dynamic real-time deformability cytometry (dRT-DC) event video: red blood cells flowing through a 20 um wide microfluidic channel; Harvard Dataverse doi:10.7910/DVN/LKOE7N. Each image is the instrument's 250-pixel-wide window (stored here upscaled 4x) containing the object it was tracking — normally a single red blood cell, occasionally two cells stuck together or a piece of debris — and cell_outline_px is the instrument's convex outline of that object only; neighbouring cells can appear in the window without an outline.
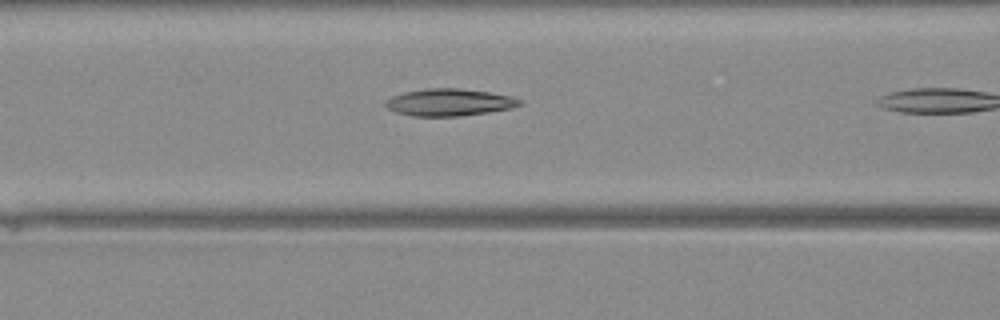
{"species": "Egyptian fruit bat (a non-hibernating species)", "species_latin": "Rousettus aegyptiacus", "temperature_condition": "warm", "stored_images_in_passage": 9, "camera_frame_rate_fps": 3000, "um_per_image_px": 0.085, "animal": {"sex": "female"}, "frame": {"image": 1, "passage_image": 6, "time_ms": 1.667, "image_size_px": [1000, 320], "cell_outline_px": [[524, 104], [512, 108], [488, 112], [460, 116], [412, 116], [396, 112], [388, 108], [384, 104], [384, 100], [392, 96], [404, 92], [428, 88], [460, 88], [488, 92], [508, 96], [520, 100]], "centroid_in_image_um": [38.16, 8.7], "position_along_channel_um": 128.4, "area_um2": 21.15}}
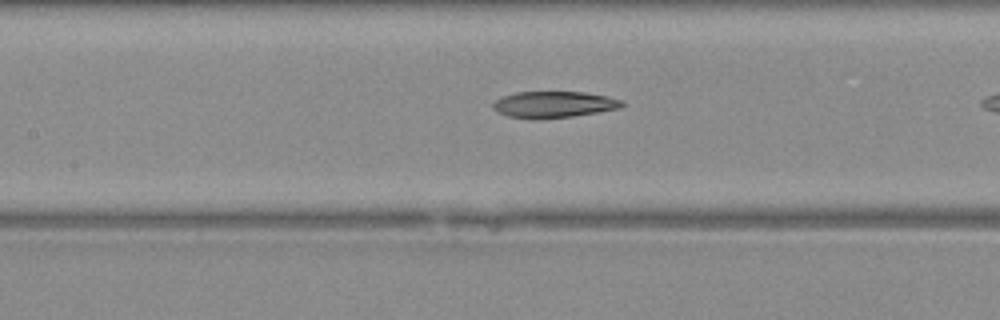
{"frame": {"image": 2, "passage_image": 8, "time_ms": 2.333, "image_size_px": [1000, 320], "cell_outline_px": [[624, 104], [620, 108], [572, 116], [508, 116], [496, 112], [492, 108], [492, 104], [500, 96], [516, 92], [584, 92], [624, 100]], "centroid_in_image_um": [47.07, 8.83], "position_along_channel_um": 160.3, "area_um2": 19.02}}